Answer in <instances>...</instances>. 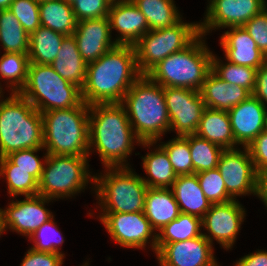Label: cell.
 <instances>
[{"label":"cell","mask_w":267,"mask_h":266,"mask_svg":"<svg viewBox=\"0 0 267 266\" xmlns=\"http://www.w3.org/2000/svg\"><path fill=\"white\" fill-rule=\"evenodd\" d=\"M140 76L134 46L117 44L95 62L87 64L82 99L89 106L121 103Z\"/></svg>","instance_id":"6da1fadb"},{"label":"cell","mask_w":267,"mask_h":266,"mask_svg":"<svg viewBox=\"0 0 267 266\" xmlns=\"http://www.w3.org/2000/svg\"><path fill=\"white\" fill-rule=\"evenodd\" d=\"M134 143L149 149L156 145V142H141L121 103L90 105L89 150L96 149L105 168L128 167L126 159L134 150Z\"/></svg>","instance_id":"7a4b0ae2"},{"label":"cell","mask_w":267,"mask_h":266,"mask_svg":"<svg viewBox=\"0 0 267 266\" xmlns=\"http://www.w3.org/2000/svg\"><path fill=\"white\" fill-rule=\"evenodd\" d=\"M121 104L141 142L159 141L170 131L164 90L147 75H141L126 92Z\"/></svg>","instance_id":"3957f363"},{"label":"cell","mask_w":267,"mask_h":266,"mask_svg":"<svg viewBox=\"0 0 267 266\" xmlns=\"http://www.w3.org/2000/svg\"><path fill=\"white\" fill-rule=\"evenodd\" d=\"M40 147H43L42 113L19 93L0 99V158Z\"/></svg>","instance_id":"277c9868"},{"label":"cell","mask_w":267,"mask_h":266,"mask_svg":"<svg viewBox=\"0 0 267 266\" xmlns=\"http://www.w3.org/2000/svg\"><path fill=\"white\" fill-rule=\"evenodd\" d=\"M89 108L83 101L76 107L42 113L43 148L47 154L90 155Z\"/></svg>","instance_id":"5b68a950"},{"label":"cell","mask_w":267,"mask_h":266,"mask_svg":"<svg viewBox=\"0 0 267 266\" xmlns=\"http://www.w3.org/2000/svg\"><path fill=\"white\" fill-rule=\"evenodd\" d=\"M200 34L185 49L173 53L154 66L146 75L162 87L200 91L211 71L213 52Z\"/></svg>","instance_id":"8992f818"},{"label":"cell","mask_w":267,"mask_h":266,"mask_svg":"<svg viewBox=\"0 0 267 266\" xmlns=\"http://www.w3.org/2000/svg\"><path fill=\"white\" fill-rule=\"evenodd\" d=\"M105 172L95 176L93 189L101 212H143L148 187L142 177L129 166L107 167Z\"/></svg>","instance_id":"52a82bcc"},{"label":"cell","mask_w":267,"mask_h":266,"mask_svg":"<svg viewBox=\"0 0 267 266\" xmlns=\"http://www.w3.org/2000/svg\"><path fill=\"white\" fill-rule=\"evenodd\" d=\"M19 94L41 113L69 109L83 102L81 88L45 64L29 63L27 80Z\"/></svg>","instance_id":"ba28073f"},{"label":"cell","mask_w":267,"mask_h":266,"mask_svg":"<svg viewBox=\"0 0 267 266\" xmlns=\"http://www.w3.org/2000/svg\"><path fill=\"white\" fill-rule=\"evenodd\" d=\"M88 158L48 154L38 182V195L52 200L69 198L80 193L89 181L94 184L95 175H90Z\"/></svg>","instance_id":"9c48e42d"},{"label":"cell","mask_w":267,"mask_h":266,"mask_svg":"<svg viewBox=\"0 0 267 266\" xmlns=\"http://www.w3.org/2000/svg\"><path fill=\"white\" fill-rule=\"evenodd\" d=\"M199 35V23H185L182 18L172 26L149 30L133 45L139 73L146 75L167 56L189 46Z\"/></svg>","instance_id":"30bf717a"},{"label":"cell","mask_w":267,"mask_h":266,"mask_svg":"<svg viewBox=\"0 0 267 266\" xmlns=\"http://www.w3.org/2000/svg\"><path fill=\"white\" fill-rule=\"evenodd\" d=\"M99 219L120 246L144 249L152 238L150 246L156 253L157 231L152 228L144 212L101 213Z\"/></svg>","instance_id":"8fae6325"},{"label":"cell","mask_w":267,"mask_h":266,"mask_svg":"<svg viewBox=\"0 0 267 266\" xmlns=\"http://www.w3.org/2000/svg\"><path fill=\"white\" fill-rule=\"evenodd\" d=\"M243 151L226 149L222 152L218 166L225 182L227 193L236 200V196L257 195L258 173L247 147Z\"/></svg>","instance_id":"7c38bea8"},{"label":"cell","mask_w":267,"mask_h":266,"mask_svg":"<svg viewBox=\"0 0 267 266\" xmlns=\"http://www.w3.org/2000/svg\"><path fill=\"white\" fill-rule=\"evenodd\" d=\"M163 90L170 131L174 130L177 136L195 134L205 109L200 91L177 87H163Z\"/></svg>","instance_id":"4fadbf2b"},{"label":"cell","mask_w":267,"mask_h":266,"mask_svg":"<svg viewBox=\"0 0 267 266\" xmlns=\"http://www.w3.org/2000/svg\"><path fill=\"white\" fill-rule=\"evenodd\" d=\"M204 22L199 23L200 34L216 28L242 27L267 8L266 0H210Z\"/></svg>","instance_id":"5bb4252c"},{"label":"cell","mask_w":267,"mask_h":266,"mask_svg":"<svg viewBox=\"0 0 267 266\" xmlns=\"http://www.w3.org/2000/svg\"><path fill=\"white\" fill-rule=\"evenodd\" d=\"M245 208L232 200L223 204H212L202 218L203 236L213 245L216 240L226 250L231 249L244 222Z\"/></svg>","instance_id":"9a60e30c"},{"label":"cell","mask_w":267,"mask_h":266,"mask_svg":"<svg viewBox=\"0 0 267 266\" xmlns=\"http://www.w3.org/2000/svg\"><path fill=\"white\" fill-rule=\"evenodd\" d=\"M44 196H25L24 200H12L4 210L0 208L3 229H10L30 237L43 223L54 215L45 203L51 202Z\"/></svg>","instance_id":"2e32d148"},{"label":"cell","mask_w":267,"mask_h":266,"mask_svg":"<svg viewBox=\"0 0 267 266\" xmlns=\"http://www.w3.org/2000/svg\"><path fill=\"white\" fill-rule=\"evenodd\" d=\"M235 143L247 147L267 129V106L254 95L228 111Z\"/></svg>","instance_id":"e0dca14e"},{"label":"cell","mask_w":267,"mask_h":266,"mask_svg":"<svg viewBox=\"0 0 267 266\" xmlns=\"http://www.w3.org/2000/svg\"><path fill=\"white\" fill-rule=\"evenodd\" d=\"M213 245L202 235L179 242L156 245L160 266H205L215 257Z\"/></svg>","instance_id":"ac0fdd59"},{"label":"cell","mask_w":267,"mask_h":266,"mask_svg":"<svg viewBox=\"0 0 267 266\" xmlns=\"http://www.w3.org/2000/svg\"><path fill=\"white\" fill-rule=\"evenodd\" d=\"M80 55L89 64L95 62L117 43L111 41V30L108 17L85 19L77 22L73 34Z\"/></svg>","instance_id":"d6986e66"},{"label":"cell","mask_w":267,"mask_h":266,"mask_svg":"<svg viewBox=\"0 0 267 266\" xmlns=\"http://www.w3.org/2000/svg\"><path fill=\"white\" fill-rule=\"evenodd\" d=\"M108 19L111 34L113 29L119 32L115 42L120 45H134L149 31L146 17L131 0H113Z\"/></svg>","instance_id":"ffe728a7"},{"label":"cell","mask_w":267,"mask_h":266,"mask_svg":"<svg viewBox=\"0 0 267 266\" xmlns=\"http://www.w3.org/2000/svg\"><path fill=\"white\" fill-rule=\"evenodd\" d=\"M229 30L220 37L219 43L225 60L258 70L266 62V56L243 27H230Z\"/></svg>","instance_id":"44dd1931"},{"label":"cell","mask_w":267,"mask_h":266,"mask_svg":"<svg viewBox=\"0 0 267 266\" xmlns=\"http://www.w3.org/2000/svg\"><path fill=\"white\" fill-rule=\"evenodd\" d=\"M205 107L229 111L252 95L246 88L229 84L210 71L200 90Z\"/></svg>","instance_id":"7402d4cb"},{"label":"cell","mask_w":267,"mask_h":266,"mask_svg":"<svg viewBox=\"0 0 267 266\" xmlns=\"http://www.w3.org/2000/svg\"><path fill=\"white\" fill-rule=\"evenodd\" d=\"M171 189L180 213L202 219L212 205L204 195L196 174L177 176Z\"/></svg>","instance_id":"603a6c76"},{"label":"cell","mask_w":267,"mask_h":266,"mask_svg":"<svg viewBox=\"0 0 267 266\" xmlns=\"http://www.w3.org/2000/svg\"><path fill=\"white\" fill-rule=\"evenodd\" d=\"M143 212L155 231H160L180 214L179 206L170 188L148 187Z\"/></svg>","instance_id":"cb8c5ba5"},{"label":"cell","mask_w":267,"mask_h":266,"mask_svg":"<svg viewBox=\"0 0 267 266\" xmlns=\"http://www.w3.org/2000/svg\"><path fill=\"white\" fill-rule=\"evenodd\" d=\"M195 134L224 150L237 148L228 111L205 107Z\"/></svg>","instance_id":"d4e9b609"},{"label":"cell","mask_w":267,"mask_h":266,"mask_svg":"<svg viewBox=\"0 0 267 266\" xmlns=\"http://www.w3.org/2000/svg\"><path fill=\"white\" fill-rule=\"evenodd\" d=\"M50 66L67 81L82 88L85 83L87 63L84 61L77 47L73 35L66 36L55 60Z\"/></svg>","instance_id":"484cf974"},{"label":"cell","mask_w":267,"mask_h":266,"mask_svg":"<svg viewBox=\"0 0 267 266\" xmlns=\"http://www.w3.org/2000/svg\"><path fill=\"white\" fill-rule=\"evenodd\" d=\"M141 158L143 160L142 166L148 175V178L142 177V180L147 187L161 189L172 187L177 179V174L170 163L168 154L160 145Z\"/></svg>","instance_id":"4316f807"},{"label":"cell","mask_w":267,"mask_h":266,"mask_svg":"<svg viewBox=\"0 0 267 266\" xmlns=\"http://www.w3.org/2000/svg\"><path fill=\"white\" fill-rule=\"evenodd\" d=\"M41 26L50 28L66 36L74 34L77 21L72 9L64 0H47L39 2Z\"/></svg>","instance_id":"83f0119b"},{"label":"cell","mask_w":267,"mask_h":266,"mask_svg":"<svg viewBox=\"0 0 267 266\" xmlns=\"http://www.w3.org/2000/svg\"><path fill=\"white\" fill-rule=\"evenodd\" d=\"M66 35L40 26L29 34V62L50 65L60 51Z\"/></svg>","instance_id":"f1b7e54d"},{"label":"cell","mask_w":267,"mask_h":266,"mask_svg":"<svg viewBox=\"0 0 267 266\" xmlns=\"http://www.w3.org/2000/svg\"><path fill=\"white\" fill-rule=\"evenodd\" d=\"M146 17L149 30L166 28L177 23L181 16L174 0H131Z\"/></svg>","instance_id":"f546056e"},{"label":"cell","mask_w":267,"mask_h":266,"mask_svg":"<svg viewBox=\"0 0 267 266\" xmlns=\"http://www.w3.org/2000/svg\"><path fill=\"white\" fill-rule=\"evenodd\" d=\"M0 46L5 53H29V34L9 10H0Z\"/></svg>","instance_id":"4dcf8cb0"},{"label":"cell","mask_w":267,"mask_h":266,"mask_svg":"<svg viewBox=\"0 0 267 266\" xmlns=\"http://www.w3.org/2000/svg\"><path fill=\"white\" fill-rule=\"evenodd\" d=\"M202 219L189 214L180 213L179 216L165 225L157 233L156 245L184 241L202 235Z\"/></svg>","instance_id":"1f68e13d"},{"label":"cell","mask_w":267,"mask_h":266,"mask_svg":"<svg viewBox=\"0 0 267 266\" xmlns=\"http://www.w3.org/2000/svg\"><path fill=\"white\" fill-rule=\"evenodd\" d=\"M189 142V148L193 163V174L217 168L219 158L224 151L216 145L196 134L184 135Z\"/></svg>","instance_id":"d6a6232c"},{"label":"cell","mask_w":267,"mask_h":266,"mask_svg":"<svg viewBox=\"0 0 267 266\" xmlns=\"http://www.w3.org/2000/svg\"><path fill=\"white\" fill-rule=\"evenodd\" d=\"M29 63L28 54L4 52L1 55L0 77L3 80H7L11 93H19L24 87L27 80ZM0 89L3 90L1 86Z\"/></svg>","instance_id":"836d02e7"},{"label":"cell","mask_w":267,"mask_h":266,"mask_svg":"<svg viewBox=\"0 0 267 266\" xmlns=\"http://www.w3.org/2000/svg\"><path fill=\"white\" fill-rule=\"evenodd\" d=\"M222 60L212 55L211 71L223 81L246 88L251 94L255 88L257 69L230 63H221Z\"/></svg>","instance_id":"e575fe53"},{"label":"cell","mask_w":267,"mask_h":266,"mask_svg":"<svg viewBox=\"0 0 267 266\" xmlns=\"http://www.w3.org/2000/svg\"><path fill=\"white\" fill-rule=\"evenodd\" d=\"M42 149L44 148H29L12 152L8 156L0 158V169H23L31 171V175L39 182L45 158L48 154H44V162H42L40 157L35 153Z\"/></svg>","instance_id":"d590c367"},{"label":"cell","mask_w":267,"mask_h":266,"mask_svg":"<svg viewBox=\"0 0 267 266\" xmlns=\"http://www.w3.org/2000/svg\"><path fill=\"white\" fill-rule=\"evenodd\" d=\"M160 146L168 154L170 163L177 176L193 174L189 142L184 136H176L167 143L161 142Z\"/></svg>","instance_id":"8d00e7d4"},{"label":"cell","mask_w":267,"mask_h":266,"mask_svg":"<svg viewBox=\"0 0 267 266\" xmlns=\"http://www.w3.org/2000/svg\"><path fill=\"white\" fill-rule=\"evenodd\" d=\"M54 222V216L43 223L30 237V242L33 241L34 245L31 247L33 250L47 253H58L65 256L59 246L63 244L64 237L60 234Z\"/></svg>","instance_id":"74e56055"},{"label":"cell","mask_w":267,"mask_h":266,"mask_svg":"<svg viewBox=\"0 0 267 266\" xmlns=\"http://www.w3.org/2000/svg\"><path fill=\"white\" fill-rule=\"evenodd\" d=\"M204 195L211 204H223L234 200L226 190L225 182L218 168L196 174Z\"/></svg>","instance_id":"f35d334b"},{"label":"cell","mask_w":267,"mask_h":266,"mask_svg":"<svg viewBox=\"0 0 267 266\" xmlns=\"http://www.w3.org/2000/svg\"><path fill=\"white\" fill-rule=\"evenodd\" d=\"M0 176L7 181L8 193L12 197L18 195H38V181L31 175V171L23 169H0Z\"/></svg>","instance_id":"ab89813d"},{"label":"cell","mask_w":267,"mask_h":266,"mask_svg":"<svg viewBox=\"0 0 267 266\" xmlns=\"http://www.w3.org/2000/svg\"><path fill=\"white\" fill-rule=\"evenodd\" d=\"M9 10L19 20L23 29L32 33L41 26L39 2L36 0H14Z\"/></svg>","instance_id":"60d3db41"},{"label":"cell","mask_w":267,"mask_h":266,"mask_svg":"<svg viewBox=\"0 0 267 266\" xmlns=\"http://www.w3.org/2000/svg\"><path fill=\"white\" fill-rule=\"evenodd\" d=\"M113 0H77L72 4L76 21L108 17Z\"/></svg>","instance_id":"b9f144b4"},{"label":"cell","mask_w":267,"mask_h":266,"mask_svg":"<svg viewBox=\"0 0 267 266\" xmlns=\"http://www.w3.org/2000/svg\"><path fill=\"white\" fill-rule=\"evenodd\" d=\"M257 44L259 50L267 55V8L242 26Z\"/></svg>","instance_id":"7bdbcfd3"},{"label":"cell","mask_w":267,"mask_h":266,"mask_svg":"<svg viewBox=\"0 0 267 266\" xmlns=\"http://www.w3.org/2000/svg\"><path fill=\"white\" fill-rule=\"evenodd\" d=\"M257 173L267 169V129L247 146Z\"/></svg>","instance_id":"ee69618b"},{"label":"cell","mask_w":267,"mask_h":266,"mask_svg":"<svg viewBox=\"0 0 267 266\" xmlns=\"http://www.w3.org/2000/svg\"><path fill=\"white\" fill-rule=\"evenodd\" d=\"M65 257L58 253L39 252L30 248L21 266H62Z\"/></svg>","instance_id":"f6af8a7d"},{"label":"cell","mask_w":267,"mask_h":266,"mask_svg":"<svg viewBox=\"0 0 267 266\" xmlns=\"http://www.w3.org/2000/svg\"><path fill=\"white\" fill-rule=\"evenodd\" d=\"M265 106L267 104V61L257 70L255 88L252 93Z\"/></svg>","instance_id":"bcb514c9"},{"label":"cell","mask_w":267,"mask_h":266,"mask_svg":"<svg viewBox=\"0 0 267 266\" xmlns=\"http://www.w3.org/2000/svg\"><path fill=\"white\" fill-rule=\"evenodd\" d=\"M235 266H267V250H257L254 253L245 255L236 263Z\"/></svg>","instance_id":"7dc6e473"},{"label":"cell","mask_w":267,"mask_h":266,"mask_svg":"<svg viewBox=\"0 0 267 266\" xmlns=\"http://www.w3.org/2000/svg\"><path fill=\"white\" fill-rule=\"evenodd\" d=\"M257 197H259L267 207V169L258 173Z\"/></svg>","instance_id":"c3c4849f"},{"label":"cell","mask_w":267,"mask_h":266,"mask_svg":"<svg viewBox=\"0 0 267 266\" xmlns=\"http://www.w3.org/2000/svg\"><path fill=\"white\" fill-rule=\"evenodd\" d=\"M14 0H0V10L9 9Z\"/></svg>","instance_id":"681fc988"},{"label":"cell","mask_w":267,"mask_h":266,"mask_svg":"<svg viewBox=\"0 0 267 266\" xmlns=\"http://www.w3.org/2000/svg\"><path fill=\"white\" fill-rule=\"evenodd\" d=\"M4 229H3V224H2V216H1V212H0V237L1 235L4 233Z\"/></svg>","instance_id":"f907efd6"},{"label":"cell","mask_w":267,"mask_h":266,"mask_svg":"<svg viewBox=\"0 0 267 266\" xmlns=\"http://www.w3.org/2000/svg\"><path fill=\"white\" fill-rule=\"evenodd\" d=\"M205 266H219V265H218L217 261L214 258L209 264H207Z\"/></svg>","instance_id":"816d5d0a"},{"label":"cell","mask_w":267,"mask_h":266,"mask_svg":"<svg viewBox=\"0 0 267 266\" xmlns=\"http://www.w3.org/2000/svg\"><path fill=\"white\" fill-rule=\"evenodd\" d=\"M66 3H68L69 5L74 4L77 0H64Z\"/></svg>","instance_id":"f5cc1de1"},{"label":"cell","mask_w":267,"mask_h":266,"mask_svg":"<svg viewBox=\"0 0 267 266\" xmlns=\"http://www.w3.org/2000/svg\"><path fill=\"white\" fill-rule=\"evenodd\" d=\"M4 92L0 89V97H4L2 94H3ZM1 99V98H0Z\"/></svg>","instance_id":"db71d44e"}]
</instances>
